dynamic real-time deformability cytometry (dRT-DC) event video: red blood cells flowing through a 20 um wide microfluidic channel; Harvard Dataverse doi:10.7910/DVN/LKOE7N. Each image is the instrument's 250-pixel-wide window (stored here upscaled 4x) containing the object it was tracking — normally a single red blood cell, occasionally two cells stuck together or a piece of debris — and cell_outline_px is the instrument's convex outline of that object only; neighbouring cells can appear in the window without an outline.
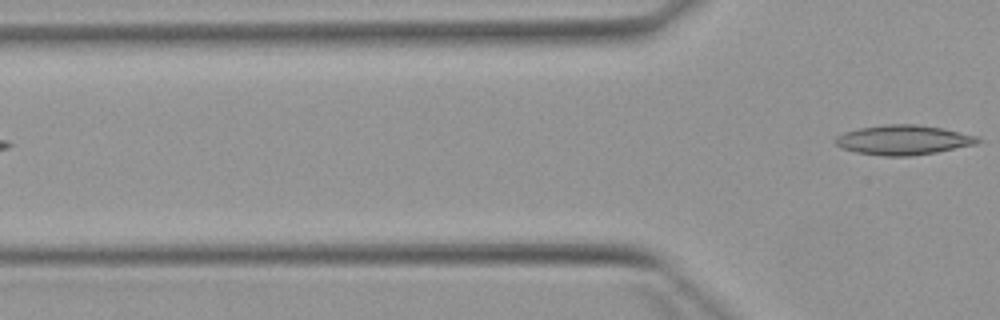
{"species": "Egyptian fruit bat (a non-hibernating species)", "species_latin": "Rousettus aegyptiacus", "temperature_condition": "warm", "stored_images_in_passage": 5, "camera_frame_rate_fps": 3000, "um_per_image_px": 0.085, "animal": {"sex": "female"}, "frame": {"image": 1, "passage_image": 5, "time_ms": 5.667, "image_size_px": [1000, 320], "cell_outline_px": [[984, 140], [976, 144], [936, 152], [912, 156], [884, 156], [856, 152], [840, 148], [832, 140], [836, 136], [844, 132], [860, 128], [888, 124], [916, 124], [940, 128], [980, 136]], "centroid_in_image_um": [76.78, 11.9], "position_along_channel_um": 49.0, "area_um2": 24.74}}